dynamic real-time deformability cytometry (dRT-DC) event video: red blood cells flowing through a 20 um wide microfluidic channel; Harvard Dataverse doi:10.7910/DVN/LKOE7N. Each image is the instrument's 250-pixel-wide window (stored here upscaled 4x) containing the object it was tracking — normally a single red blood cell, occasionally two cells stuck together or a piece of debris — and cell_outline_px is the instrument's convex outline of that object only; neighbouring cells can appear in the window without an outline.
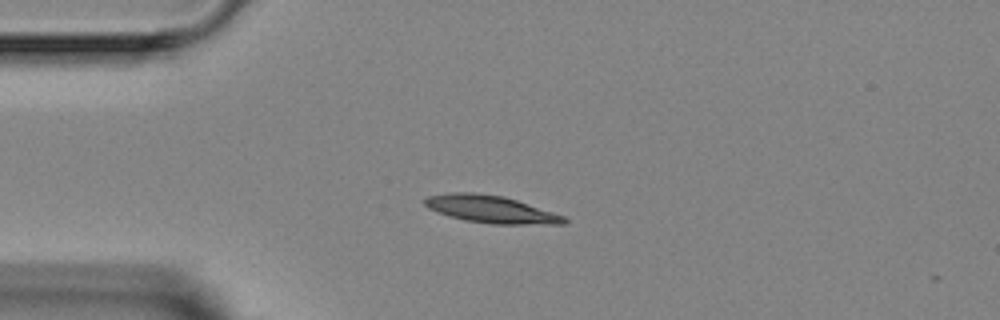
{"species": "Egyptian fruit bat (a non-hibernating species)", "species_latin": "Rousettus aegyptiacus", "temperature_condition": "room temperature", "stored_images_in_passage": 2, "camera_frame_rate_fps": 3000, "um_per_image_px": 0.085, "animal": {"sex": "female"}, "frame": {"image": 1, "passage_image": 1, "time_ms": 0.0, "image_size_px": [1000, 320], "cell_outline_px": [[568, 220], [564, 224], [492, 224], [464, 220], [448, 216], [436, 212], [428, 208], [424, 204], [424, 200], [428, 196], [448, 192], [476, 192], [504, 196], [564, 216]], "centroid_in_image_um": [41.67, 17.78], "position_along_channel_um": 43.3, "area_um2": 22.25}}